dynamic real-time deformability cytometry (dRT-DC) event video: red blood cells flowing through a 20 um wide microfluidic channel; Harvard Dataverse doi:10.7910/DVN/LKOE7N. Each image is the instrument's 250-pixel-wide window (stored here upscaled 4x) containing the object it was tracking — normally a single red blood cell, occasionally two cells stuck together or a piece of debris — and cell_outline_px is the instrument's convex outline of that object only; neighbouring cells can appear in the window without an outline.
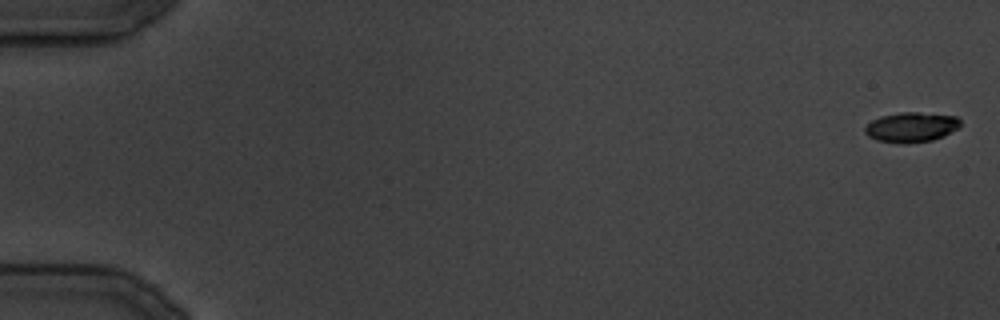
{"species": "common noctule bat (a hibernating species)", "species_latin": "Nyctalus noctula", "temperature_condition": "cold", "stored_images_in_passage": 16, "camera_frame_rate_fps": 3000, "um_per_image_px": 0.085, "animal": {"sex": "male", "body_mass_g": 19.5, "forearm_length_mm": 54.6}, "frame": {"image": 1, "passage_image": 1, "time_ms": 0.0, "image_size_px": [1000, 320], "cell_outline_px": [[960, 128], [944, 136], [932, 140], [904, 144], [900, 144], [876, 140], [868, 136], [864, 132], [864, 128], [872, 120], [880, 116], [900, 112], [916, 112], [956, 116], [960, 120]], "centroid_in_image_um": [77.46, 10.82], "position_along_channel_um": 7.5, "area_um2": 16.82}}
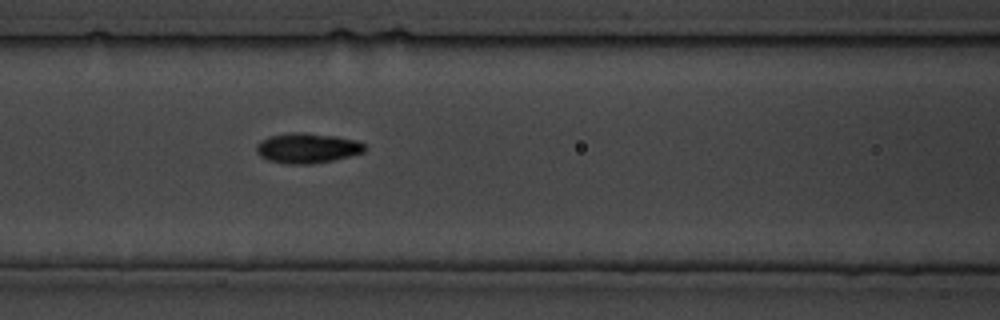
{"frame": {"image": 2, "passage_image": 16, "time_ms": 18.333, "image_size_px": [1000, 320], "cell_outline_px": [[364, 152], [336, 160], [312, 164], [284, 164], [268, 160], [260, 156], [256, 152], [256, 144], [260, 140], [268, 136], [292, 132], [304, 132], [336, 136], [356, 140], [364, 144]], "centroid_in_image_um": [26.08, 12.59], "position_along_channel_um": 140.5, "area_um2": 19.25}}